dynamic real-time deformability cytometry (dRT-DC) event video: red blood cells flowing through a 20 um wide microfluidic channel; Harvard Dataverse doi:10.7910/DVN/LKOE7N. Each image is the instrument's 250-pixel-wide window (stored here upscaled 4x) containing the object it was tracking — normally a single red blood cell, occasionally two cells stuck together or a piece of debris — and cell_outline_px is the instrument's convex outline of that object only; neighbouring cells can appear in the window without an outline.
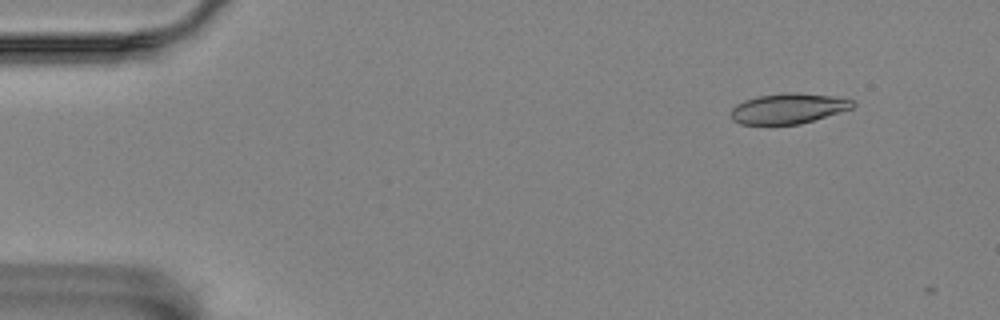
{"species": "Egyptian fruit bat (a non-hibernating species)", "species_latin": "Rousettus aegyptiacus", "temperature_condition": "room temperature", "stored_images_in_passage": 6, "camera_frame_rate_fps": 3000, "um_per_image_px": 0.085, "animal": {"sex": "female"}, "frame": {"image": 1, "passage_image": 2, "time_ms": 0.333, "image_size_px": [1000, 320], "cell_outline_px": [[856, 104], [852, 108], [800, 124], [740, 124], [732, 120], [732, 108], [736, 104], [744, 100], [756, 96], [784, 92], [796, 92], [832, 96], [856, 100]], "centroid_in_image_um": [67.0, 9.2], "position_along_channel_um": 18.0, "area_um2": 21.56}}